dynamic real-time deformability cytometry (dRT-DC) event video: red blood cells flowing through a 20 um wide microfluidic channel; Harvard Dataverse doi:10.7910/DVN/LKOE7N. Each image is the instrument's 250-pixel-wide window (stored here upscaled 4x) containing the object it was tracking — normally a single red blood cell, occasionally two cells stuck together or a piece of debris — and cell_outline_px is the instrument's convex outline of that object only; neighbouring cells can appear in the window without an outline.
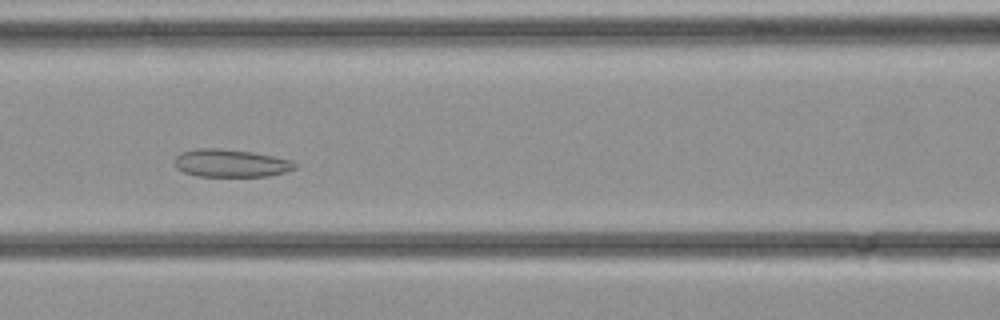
{"species": "common noctule bat (a hibernating species)", "species_latin": "Nyctalus noctula", "temperature_condition": "cold", "stored_images_in_passage": 30, "segment_of_instrument_passage": [1, 2], "camera_frame_rate_fps": 3000, "um_per_image_px": 0.085, "animal": {"sex": "female", "body_mass_g": 21.9}, "frame": {"image": 1, "passage_image": 9, "time_ms": 2.667, "image_size_px": [1000, 320], "cell_outline_px": [[296, 168], [284, 172], [268, 176], [196, 176], [184, 172], [176, 168], [176, 156], [180, 152], [196, 148], [220, 148], [252, 152], [292, 160], [296, 164]], "centroid_in_image_um": [19.6, 13.86], "position_along_channel_um": 147.0, "area_um2": 19.42}}
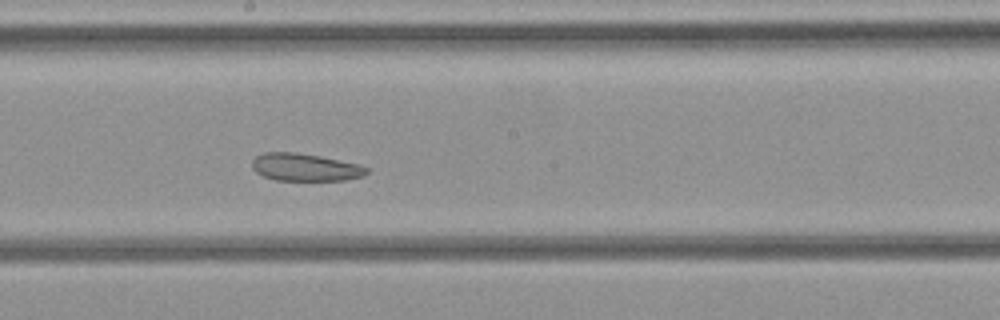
{"frame": {"image": 2, "passage_image": 13, "time_ms": 4.0, "image_size_px": [1000, 320], "cell_outline_px": [[368, 172], [364, 176], [344, 180], [276, 180], [264, 176], [256, 172], [252, 168], [252, 160], [256, 156], [264, 152], [296, 152], [320, 156], [360, 164], [368, 168]], "centroid_in_image_um": [25.94, 14.21], "position_along_channel_um": 222.3, "area_um2": 18.44}}
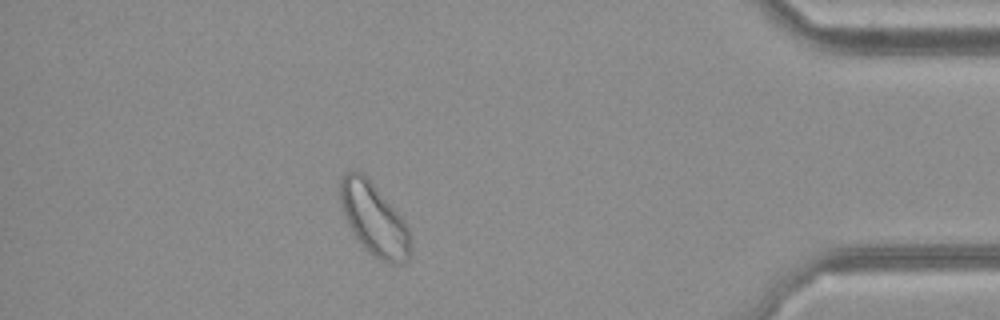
{"frame": {"image": 3, "passage_image": 25, "time_ms": 8.0, "image_size_px": [1000, 320], "cell_outline_px": [[408, 260], [404, 264], [388, 264], [380, 260], [368, 252], [364, 248], [348, 224], [340, 208], [340, 180], [348, 172], [360, 172], [372, 184], [404, 220], [408, 228]], "centroid_in_image_um": [31.76, 18.68], "position_along_channel_um": 403.4, "area_um2": 28.73}}